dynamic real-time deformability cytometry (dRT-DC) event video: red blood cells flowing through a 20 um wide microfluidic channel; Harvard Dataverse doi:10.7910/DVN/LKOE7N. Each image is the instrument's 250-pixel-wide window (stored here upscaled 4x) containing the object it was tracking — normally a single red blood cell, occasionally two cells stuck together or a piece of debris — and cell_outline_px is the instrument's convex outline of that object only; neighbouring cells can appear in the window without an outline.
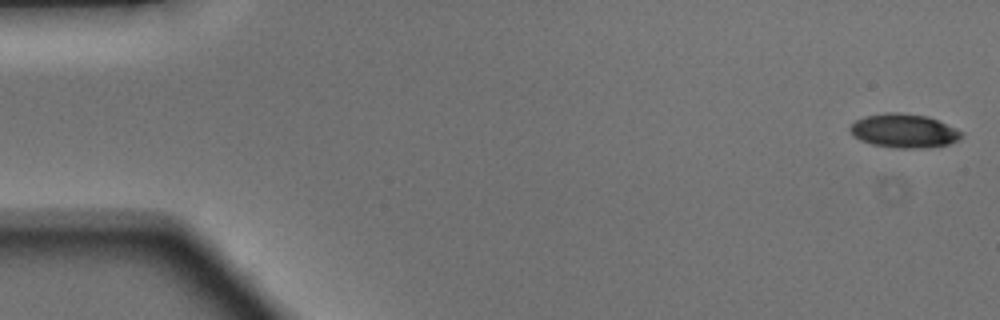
{"species": "Egyptian fruit bat (a non-hibernating species)", "species_latin": "Rousettus aegyptiacus", "temperature_condition": "warm", "stored_images_in_passage": 48, "camera_frame_rate_fps": 3000, "um_per_image_px": 0.085, "animal": {"sex": "male"}, "frame": {"image": 1, "passage_image": 1, "time_ms": 0.0, "image_size_px": [1000, 320], "cell_outline_px": [[964, 132], [956, 140], [948, 144], [928, 148], [892, 148], [872, 144], [860, 140], [852, 136], [848, 128], [856, 120], [864, 116], [884, 112], [900, 112], [928, 116], [956, 128]], "centroid_in_image_um": [76.8, 11.11], "position_along_channel_um": 8.2, "area_um2": 22.2}}
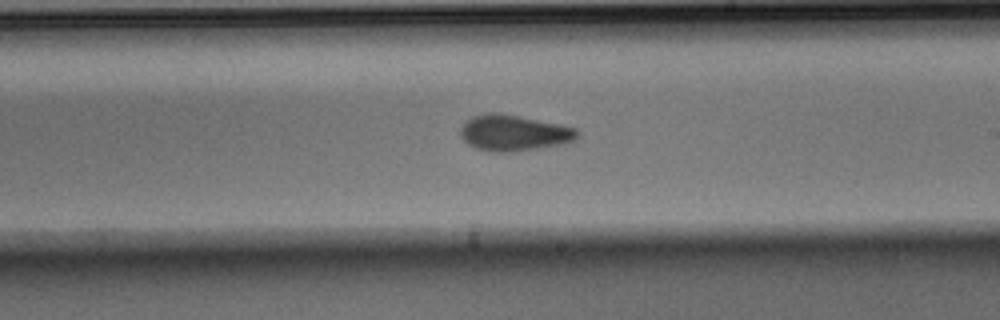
{"frame": {"image": 2, "passage_image": 28, "time_ms": 9.0, "image_size_px": [1000, 320], "cell_outline_px": [[576, 136], [572, 140], [564, 144], [536, 148], [504, 152], [500, 152], [476, 148], [468, 144], [460, 136], [460, 128], [464, 120], [472, 116], [488, 112], [496, 112], [560, 124], [576, 128]], "centroid_in_image_um": [43.6, 11.27], "position_along_channel_um": 245.4, "area_um2": 24.16}}
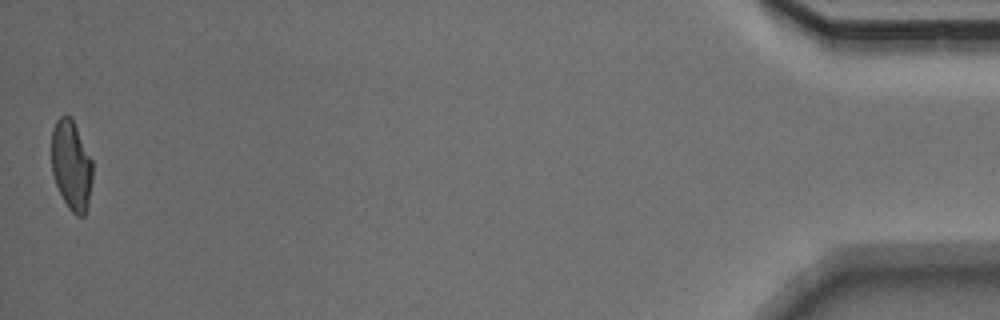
{"frame": {"image": 3, "passage_image": 48, "time_ms": 15.667, "image_size_px": [1000, 320], "cell_outline_px": [[92, 180], [88, 208], [84, 216], [76, 216], [68, 208], [56, 184], [52, 172], [52, 128], [56, 120], [60, 116], [72, 116], [92, 160]], "centroid_in_image_um": [6.08, 14.05], "position_along_channel_um": 429.1, "area_um2": 21.62}, "authors_computed_cell_mechanics": {"area_um2": 22.8888, "velocity_mm_per_s": 4.1637, "shape_relaxation_time_tau1_ms": 4.1733, "shape_relaxation_time_tau2_ms": 2.2077, "deformation_change_tau1": 0.1598, "deformation_change_tau2": 0.0854}}